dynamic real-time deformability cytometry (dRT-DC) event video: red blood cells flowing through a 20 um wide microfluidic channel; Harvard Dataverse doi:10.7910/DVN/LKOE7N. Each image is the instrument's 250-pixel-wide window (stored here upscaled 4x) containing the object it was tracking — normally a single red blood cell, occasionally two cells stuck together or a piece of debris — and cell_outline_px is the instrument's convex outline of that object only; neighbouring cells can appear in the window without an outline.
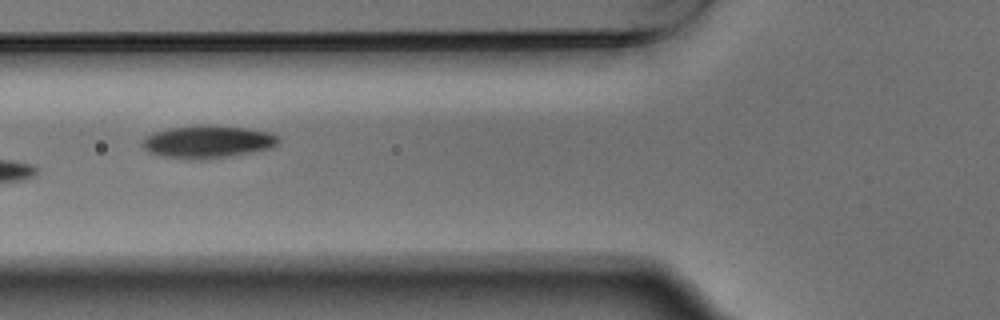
{"species": "Egyptian fruit bat (a non-hibernating species)", "species_latin": "Rousettus aegyptiacus", "temperature_condition": "warm", "stored_images_in_passage": 7, "camera_frame_rate_fps": 3000, "um_per_image_px": 0.085, "animal": {"sex": "male"}, "frame": {"image": 1, "passage_image": 5, "time_ms": 1.333, "image_size_px": [1000, 320], "cell_outline_px": [[280, 144], [272, 148], [252, 152], [208, 160], [188, 160], [160, 156], [148, 152], [140, 144], [140, 140], [144, 136], [156, 132], [172, 128], [200, 124], [208, 124], [248, 128], [268, 132], [280, 136]], "centroid_in_image_um": [17.65, 12.06], "position_along_channel_um": 108.1, "area_um2": 26.59}}
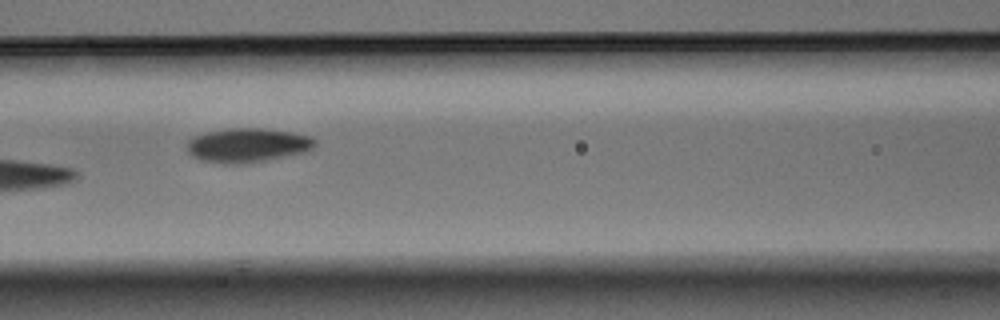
{"frame": {"image": 2, "passage_image": 6, "time_ms": 1.667, "image_size_px": [1000, 320], "cell_outline_px": [[316, 144], [312, 148], [304, 152], [244, 164], [224, 164], [200, 160], [192, 156], [188, 152], [188, 140], [192, 136], [204, 132], [228, 128], [264, 128], [292, 132], [312, 136], [316, 140]], "centroid_in_image_um": [21.01, 12.33], "position_along_channel_um": 145.6, "area_um2": 25.66}}
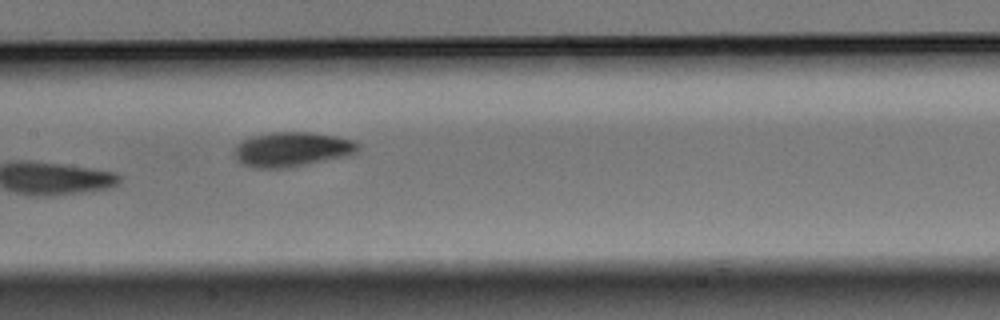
{"frame": {"image": 3, "passage_image": 7, "time_ms": 2.0, "image_size_px": [1000, 320], "cell_outline_px": [[360, 148], [356, 152], [344, 156], [288, 168], [252, 168], [240, 164], [236, 160], [236, 144], [252, 136], [272, 132], [312, 132], [336, 136], [356, 140], [360, 144]], "centroid_in_image_um": [24.82, 12.69], "position_along_channel_um": 182.6, "area_um2": 25.03}}